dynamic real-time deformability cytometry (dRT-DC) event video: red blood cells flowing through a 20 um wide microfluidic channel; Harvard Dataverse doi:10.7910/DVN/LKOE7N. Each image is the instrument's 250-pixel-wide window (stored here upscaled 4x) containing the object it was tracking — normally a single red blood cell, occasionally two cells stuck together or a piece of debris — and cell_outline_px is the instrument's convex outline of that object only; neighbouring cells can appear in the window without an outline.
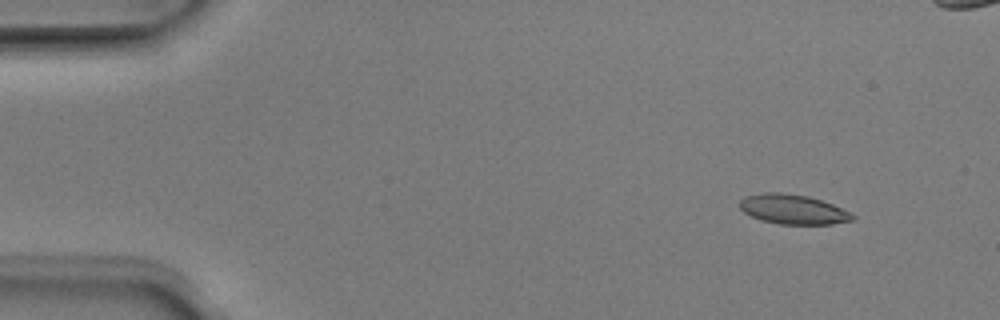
{"species": "Egyptian fruit bat (a non-hibernating species)", "species_latin": "Rousettus aegyptiacus", "temperature_condition": "room temperature", "stored_images_in_passage": 10, "camera_frame_rate_fps": 3000, "um_per_image_px": 0.085, "animal": {"sex": "male"}, "frame": {"image": 1, "passage_image": 2, "time_ms": 0.333, "image_size_px": [1000, 320], "cell_outline_px": [[856, 216], [852, 220], [832, 224], [780, 224], [760, 220], [744, 212], [740, 208], [740, 200], [744, 196], [764, 192], [780, 192], [808, 196], [832, 204], [852, 212]], "centroid_in_image_um": [67.41, 17.79], "position_along_channel_um": 17.6, "area_um2": 19.54}}
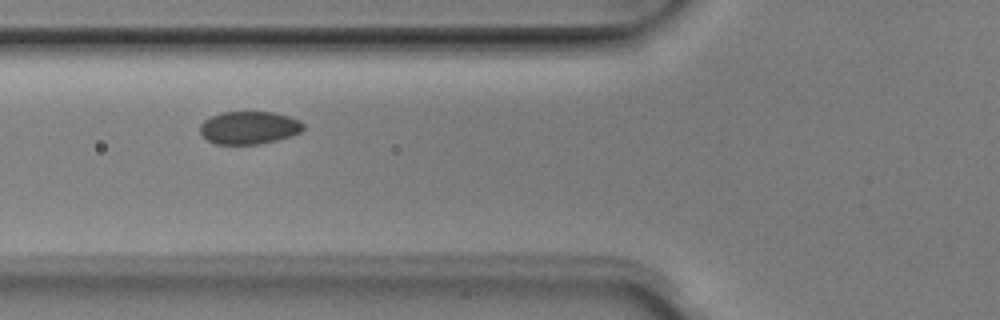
{"frame": {"image": 2, "passage_image": 7, "time_ms": 2.0, "image_size_px": [1000, 320], "cell_outline_px": [[304, 128], [300, 132], [292, 136], [260, 144], [216, 144], [208, 140], [200, 132], [200, 124], [204, 120], [220, 112], [272, 112], [288, 116], [300, 120], [304, 124]], "centroid_in_image_um": [21.18, 10.85], "position_along_channel_um": 104.6, "area_um2": 19.77}}
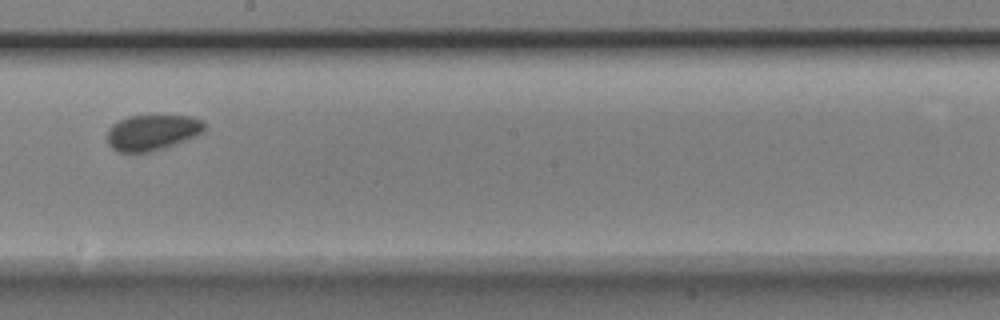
{"frame": {"image": 3, "passage_image": 10, "time_ms": 3.0, "image_size_px": [1000, 320], "cell_outline_px": [[208, 128], [204, 132], [196, 136], [164, 148], [152, 152], [120, 152], [112, 148], [108, 144], [104, 136], [108, 128], [112, 124], [128, 116], [192, 116], [200, 120]], "centroid_in_image_um": [12.91, 11.26], "position_along_channel_um": 235.3, "area_um2": 20.46}}